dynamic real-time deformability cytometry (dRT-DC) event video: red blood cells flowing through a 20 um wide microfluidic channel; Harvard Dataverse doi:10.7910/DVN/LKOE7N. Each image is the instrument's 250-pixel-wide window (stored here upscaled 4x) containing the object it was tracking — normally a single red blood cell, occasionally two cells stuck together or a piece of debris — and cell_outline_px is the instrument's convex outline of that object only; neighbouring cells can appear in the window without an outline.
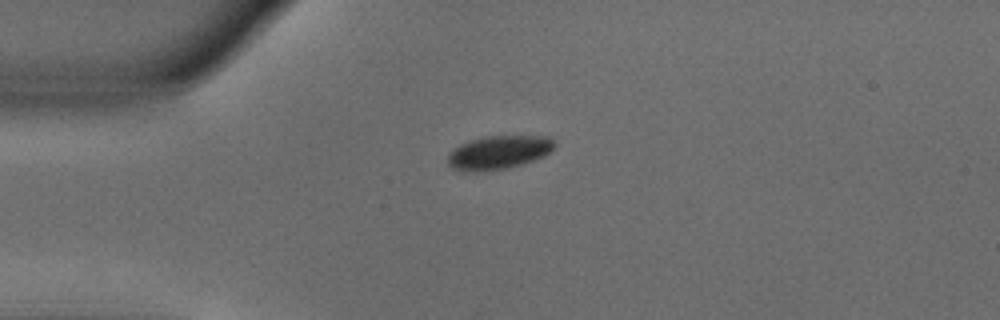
{"species": "common noctule bat (a hibernating species)", "species_latin": "Nyctalus noctula", "temperature_condition": "warm", "stored_images_in_passage": 41, "camera_frame_rate_fps": 3000, "um_per_image_px": 0.085, "animal": {"sex": "male", "body_mass_g": 18.8}, "frame": {"image": 1, "passage_image": 1, "time_ms": 0.0, "image_size_px": [1000, 320], "cell_outline_px": [[556, 144], [544, 156], [520, 164], [504, 168], [472, 172], [464, 172], [452, 168], [448, 164], [448, 152], [460, 144], [468, 140], [484, 136], [552, 136]], "centroid_in_image_um": [42.34, 12.94], "position_along_channel_um": 42.7, "area_um2": 20.87}}
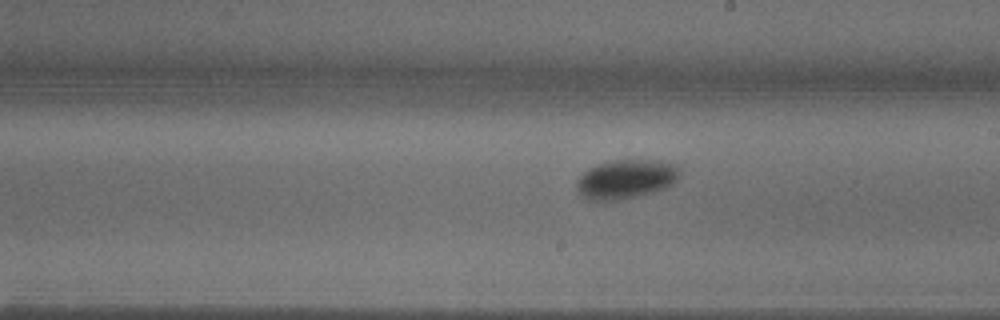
{"frame": {"image": 2, "passage_image": 18, "time_ms": 5.667, "image_size_px": [1000, 320], "cell_outline_px": [[680, 176], [672, 184], [664, 188], [652, 192], [636, 196], [616, 200], [588, 200], [580, 196], [576, 188], [576, 180], [584, 172], [596, 164], [612, 160], [660, 160], [676, 164], [680, 168]], "centroid_in_image_um": [53.2, 15.21], "position_along_channel_um": 235.8, "area_um2": 23.64}}
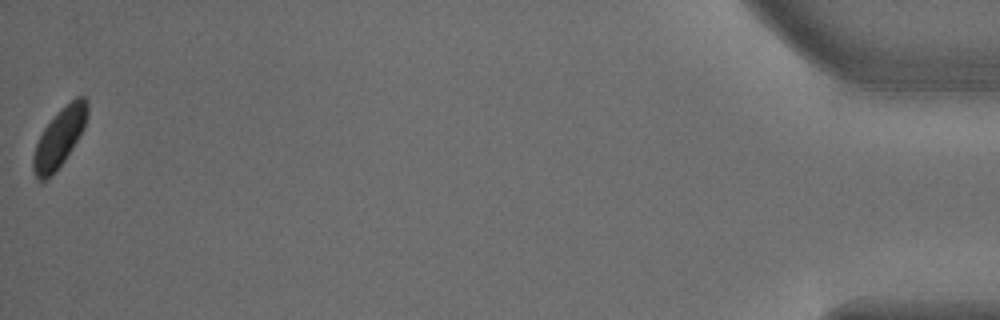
{"frame": {"image": 3, "passage_image": 41, "time_ms": 13.333, "image_size_px": [1000, 320], "cell_outline_px": [[88, 116], [84, 128], [64, 160], [44, 180], [36, 180], [32, 168], [32, 156], [36, 144], [44, 128], [76, 96], [84, 96], [88, 100]], "centroid_in_image_um": [5.05, 11.7], "position_along_channel_um": 430.1, "area_um2": 17.86}, "authors_computed_cell_mechanics": {"area_um2": 21.6172, "velocity_mm_per_s": 3.7854, "shape_relaxation_time_tau1_ms": 4.2413, "shape_relaxation_time_tau2_ms": null, "deformation_change_tau1": 0.0986, "deformation_change_tau2": null}}